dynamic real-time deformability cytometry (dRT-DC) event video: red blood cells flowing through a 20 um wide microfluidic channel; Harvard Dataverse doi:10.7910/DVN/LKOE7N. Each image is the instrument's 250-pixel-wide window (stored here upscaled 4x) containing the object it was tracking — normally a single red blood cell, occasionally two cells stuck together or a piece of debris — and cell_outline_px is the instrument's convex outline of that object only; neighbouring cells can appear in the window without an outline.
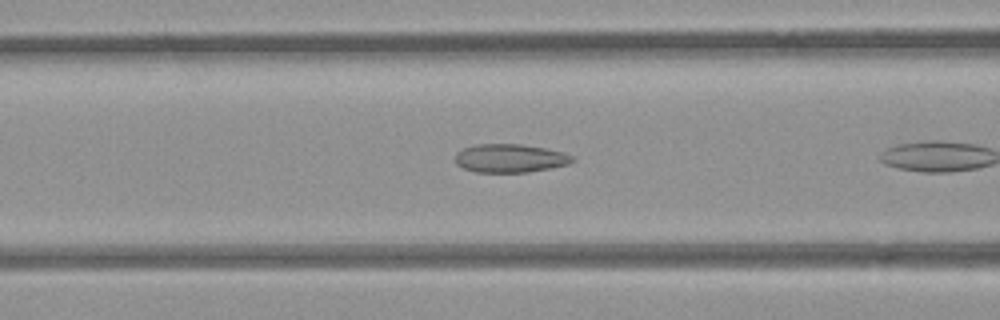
{"species": "common noctule bat (a hibernating species)", "species_latin": "Nyctalus noctula", "temperature_condition": "room temperature", "stored_images_in_passage": 7, "camera_frame_rate_fps": 3000, "um_per_image_px": 0.085, "animal": {"sex": "female", "body_mass_g": 21.9}, "frame": {"image": 1, "passage_image": 6, "time_ms": 1.667, "image_size_px": [1000, 320], "cell_outline_px": [[576, 160], [568, 164], [552, 168], [528, 172], [476, 172], [464, 168], [456, 164], [456, 152], [464, 148], [476, 144], [520, 144], [544, 148], [560, 152], [572, 156]], "centroid_in_image_um": [43.34, 13.45], "position_along_channel_um": 123.3, "area_um2": 19.31}}